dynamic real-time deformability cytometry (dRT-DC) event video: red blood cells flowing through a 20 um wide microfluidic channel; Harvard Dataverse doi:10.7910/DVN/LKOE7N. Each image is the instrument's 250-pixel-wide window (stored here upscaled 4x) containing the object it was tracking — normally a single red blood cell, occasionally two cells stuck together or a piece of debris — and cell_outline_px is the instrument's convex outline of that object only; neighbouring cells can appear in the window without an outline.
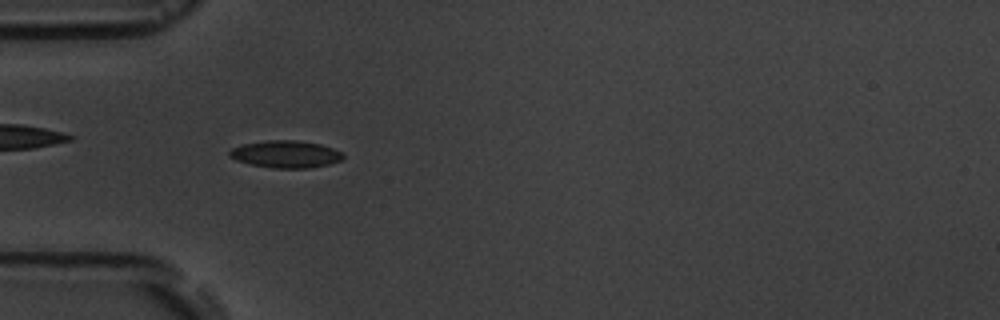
{"species": "common noctule bat (a hibernating species)", "species_latin": "Nyctalus noctula", "temperature_condition": "room temperature", "stored_images_in_passage": 5, "camera_frame_rate_fps": 3000, "um_per_image_px": 0.085, "animal": {"sex": "male", "body_mass_g": 19.5, "forearm_length_mm": 54.6}, "frame": {"image": 1, "passage_image": 4, "time_ms": 4.333, "image_size_px": [1000, 320], "cell_outline_px": [[344, 156], [340, 160], [328, 164], [308, 168], [276, 168], [252, 164], [236, 160], [228, 156], [228, 152], [232, 148], [240, 144], [268, 140], [296, 140], [320, 144], [344, 152]], "centroid_in_image_um": [24.27, 13.09], "position_along_channel_um": 60.7, "area_um2": 17.98}}
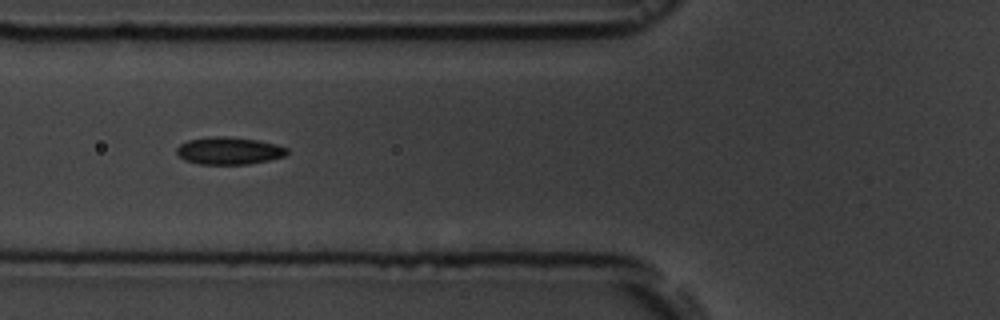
{"frame": {"image": 2, "passage_image": 5, "time_ms": 5.667, "image_size_px": [1000, 320], "cell_outline_px": [[288, 152], [284, 156], [268, 160], [248, 164], [200, 164], [184, 160], [176, 152], [176, 148], [180, 144], [188, 140], [208, 136], [224, 136], [260, 140], [276, 144], [288, 148]], "centroid_in_image_um": [19.45, 12.8], "position_along_channel_um": 106.3, "area_um2": 17.69}}